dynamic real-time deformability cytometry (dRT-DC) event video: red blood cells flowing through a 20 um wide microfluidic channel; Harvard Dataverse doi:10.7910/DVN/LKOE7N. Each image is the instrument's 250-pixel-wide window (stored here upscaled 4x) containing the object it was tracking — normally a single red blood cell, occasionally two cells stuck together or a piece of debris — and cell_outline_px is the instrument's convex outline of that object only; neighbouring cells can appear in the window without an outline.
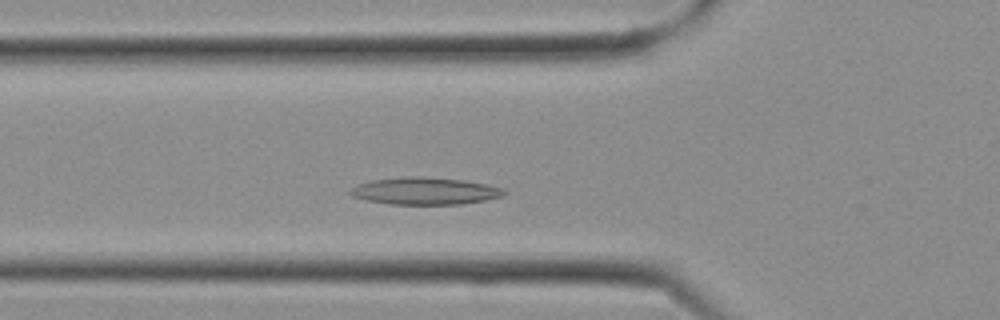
{"species": "Egyptian fruit bat (a non-hibernating species)", "species_latin": "Rousettus aegyptiacus", "temperature_condition": "cold", "stored_images_in_passage": 7, "camera_frame_rate_fps": 3000, "um_per_image_px": 0.085, "frame": {"image": 1, "passage_image": 5, "time_ms": 1.333, "image_size_px": [1000, 320], "cell_outline_px": [[508, 192], [504, 196], [484, 200], [460, 204], [388, 204], [368, 200], [352, 196], [348, 192], [352, 188], [360, 184], [372, 180], [408, 176], [424, 176], [464, 180], [488, 184], [504, 188]], "centroid_in_image_um": [36.18, 16.23], "position_along_channel_um": 89.6, "area_um2": 24.39}}
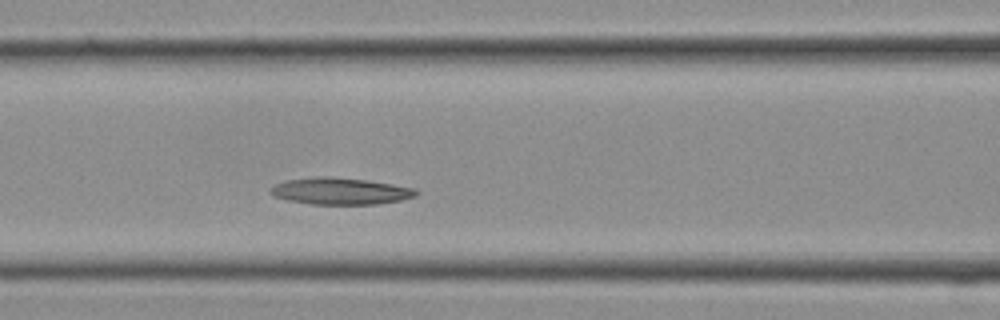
{"frame": {"image": 2, "passage_image": 7, "time_ms": 2.0, "image_size_px": [1000, 320], "cell_outline_px": [[420, 192], [416, 196], [400, 200], [376, 204], [312, 204], [288, 200], [272, 196], [268, 192], [276, 184], [284, 180], [316, 176], [332, 176], [364, 180], [392, 184], [416, 188]], "centroid_in_image_um": [28.91, 16.24], "position_along_channel_um": 137.7, "area_um2": 22.77}}